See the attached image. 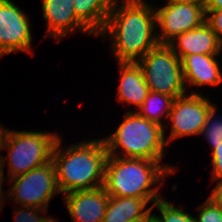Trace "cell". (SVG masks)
Listing matches in <instances>:
<instances>
[{
    "mask_svg": "<svg viewBox=\"0 0 222 222\" xmlns=\"http://www.w3.org/2000/svg\"><path fill=\"white\" fill-rule=\"evenodd\" d=\"M117 1L100 35H112V51L119 62H137L159 45L153 35L156 9L144 0H125L119 7Z\"/></svg>",
    "mask_w": 222,
    "mask_h": 222,
    "instance_id": "cell-1",
    "label": "cell"
},
{
    "mask_svg": "<svg viewBox=\"0 0 222 222\" xmlns=\"http://www.w3.org/2000/svg\"><path fill=\"white\" fill-rule=\"evenodd\" d=\"M61 141L58 136L52 150L60 194L103 186L108 158L105 141L96 139L76 143L63 152L59 149Z\"/></svg>",
    "mask_w": 222,
    "mask_h": 222,
    "instance_id": "cell-2",
    "label": "cell"
},
{
    "mask_svg": "<svg viewBox=\"0 0 222 222\" xmlns=\"http://www.w3.org/2000/svg\"><path fill=\"white\" fill-rule=\"evenodd\" d=\"M121 153L108 155L103 187L109 196L145 198L153 204L160 198L158 188H151L177 167L143 158H125ZM118 155V156H117Z\"/></svg>",
    "mask_w": 222,
    "mask_h": 222,
    "instance_id": "cell-3",
    "label": "cell"
},
{
    "mask_svg": "<svg viewBox=\"0 0 222 222\" xmlns=\"http://www.w3.org/2000/svg\"><path fill=\"white\" fill-rule=\"evenodd\" d=\"M162 125L149 121L136 111H128L114 134L103 138L108 155L115 156L121 147L125 158H143L160 162L163 158L165 133Z\"/></svg>",
    "mask_w": 222,
    "mask_h": 222,
    "instance_id": "cell-4",
    "label": "cell"
},
{
    "mask_svg": "<svg viewBox=\"0 0 222 222\" xmlns=\"http://www.w3.org/2000/svg\"><path fill=\"white\" fill-rule=\"evenodd\" d=\"M57 138L56 133L9 130L3 148L9 151L8 178L25 174L50 162Z\"/></svg>",
    "mask_w": 222,
    "mask_h": 222,
    "instance_id": "cell-5",
    "label": "cell"
},
{
    "mask_svg": "<svg viewBox=\"0 0 222 222\" xmlns=\"http://www.w3.org/2000/svg\"><path fill=\"white\" fill-rule=\"evenodd\" d=\"M150 91L165 94L174 99L185 95L182 60L168 45H158L139 61Z\"/></svg>",
    "mask_w": 222,
    "mask_h": 222,
    "instance_id": "cell-6",
    "label": "cell"
},
{
    "mask_svg": "<svg viewBox=\"0 0 222 222\" xmlns=\"http://www.w3.org/2000/svg\"><path fill=\"white\" fill-rule=\"evenodd\" d=\"M13 185L9 195L20 206L48 207L53 194L60 193L57 185L56 169L53 161L32 169L25 174L10 178Z\"/></svg>",
    "mask_w": 222,
    "mask_h": 222,
    "instance_id": "cell-7",
    "label": "cell"
},
{
    "mask_svg": "<svg viewBox=\"0 0 222 222\" xmlns=\"http://www.w3.org/2000/svg\"><path fill=\"white\" fill-rule=\"evenodd\" d=\"M155 12L156 24L161 28L156 34L160 45H169L180 34L202 25L207 17L205 6L168 0Z\"/></svg>",
    "mask_w": 222,
    "mask_h": 222,
    "instance_id": "cell-8",
    "label": "cell"
},
{
    "mask_svg": "<svg viewBox=\"0 0 222 222\" xmlns=\"http://www.w3.org/2000/svg\"><path fill=\"white\" fill-rule=\"evenodd\" d=\"M213 106L198 93L175 98L168 115V120L172 122V130L166 144L178 137L199 135Z\"/></svg>",
    "mask_w": 222,
    "mask_h": 222,
    "instance_id": "cell-9",
    "label": "cell"
},
{
    "mask_svg": "<svg viewBox=\"0 0 222 222\" xmlns=\"http://www.w3.org/2000/svg\"><path fill=\"white\" fill-rule=\"evenodd\" d=\"M24 12L10 0H0V57L31 52V29Z\"/></svg>",
    "mask_w": 222,
    "mask_h": 222,
    "instance_id": "cell-10",
    "label": "cell"
},
{
    "mask_svg": "<svg viewBox=\"0 0 222 222\" xmlns=\"http://www.w3.org/2000/svg\"><path fill=\"white\" fill-rule=\"evenodd\" d=\"M65 194L64 201L73 222H103L109 202L103 186Z\"/></svg>",
    "mask_w": 222,
    "mask_h": 222,
    "instance_id": "cell-11",
    "label": "cell"
},
{
    "mask_svg": "<svg viewBox=\"0 0 222 222\" xmlns=\"http://www.w3.org/2000/svg\"><path fill=\"white\" fill-rule=\"evenodd\" d=\"M42 10L47 22V33L58 41L76 28L93 34L76 16L73 0H42ZM60 38V39H59Z\"/></svg>",
    "mask_w": 222,
    "mask_h": 222,
    "instance_id": "cell-12",
    "label": "cell"
},
{
    "mask_svg": "<svg viewBox=\"0 0 222 222\" xmlns=\"http://www.w3.org/2000/svg\"><path fill=\"white\" fill-rule=\"evenodd\" d=\"M168 46L181 60L192 54L218 55L222 50L215 32L206 21L199 27L180 34Z\"/></svg>",
    "mask_w": 222,
    "mask_h": 222,
    "instance_id": "cell-13",
    "label": "cell"
},
{
    "mask_svg": "<svg viewBox=\"0 0 222 222\" xmlns=\"http://www.w3.org/2000/svg\"><path fill=\"white\" fill-rule=\"evenodd\" d=\"M217 55L192 54L182 60L184 82L194 86L218 85L222 73L215 58Z\"/></svg>",
    "mask_w": 222,
    "mask_h": 222,
    "instance_id": "cell-14",
    "label": "cell"
},
{
    "mask_svg": "<svg viewBox=\"0 0 222 222\" xmlns=\"http://www.w3.org/2000/svg\"><path fill=\"white\" fill-rule=\"evenodd\" d=\"M120 71V85L118 86V100L134 104L139 108L149 93L141 67L137 62H118Z\"/></svg>",
    "mask_w": 222,
    "mask_h": 222,
    "instance_id": "cell-15",
    "label": "cell"
},
{
    "mask_svg": "<svg viewBox=\"0 0 222 222\" xmlns=\"http://www.w3.org/2000/svg\"><path fill=\"white\" fill-rule=\"evenodd\" d=\"M145 198L109 196L103 222H142L151 212Z\"/></svg>",
    "mask_w": 222,
    "mask_h": 222,
    "instance_id": "cell-16",
    "label": "cell"
},
{
    "mask_svg": "<svg viewBox=\"0 0 222 222\" xmlns=\"http://www.w3.org/2000/svg\"><path fill=\"white\" fill-rule=\"evenodd\" d=\"M116 0H73L77 18L94 34L99 35Z\"/></svg>",
    "mask_w": 222,
    "mask_h": 222,
    "instance_id": "cell-17",
    "label": "cell"
},
{
    "mask_svg": "<svg viewBox=\"0 0 222 222\" xmlns=\"http://www.w3.org/2000/svg\"><path fill=\"white\" fill-rule=\"evenodd\" d=\"M173 101V97L165 94H160L158 92L149 91L147 97L145 98L142 105L139 107L137 113L140 116L148 119L149 121L163 126V124L161 123L162 121H160L161 117L165 112L164 116H166L168 120V115L171 111Z\"/></svg>",
    "mask_w": 222,
    "mask_h": 222,
    "instance_id": "cell-18",
    "label": "cell"
},
{
    "mask_svg": "<svg viewBox=\"0 0 222 222\" xmlns=\"http://www.w3.org/2000/svg\"><path fill=\"white\" fill-rule=\"evenodd\" d=\"M156 206L161 213V217L155 216L159 222H195V217L176 208L174 205L162 198L158 199L151 208Z\"/></svg>",
    "mask_w": 222,
    "mask_h": 222,
    "instance_id": "cell-19",
    "label": "cell"
},
{
    "mask_svg": "<svg viewBox=\"0 0 222 222\" xmlns=\"http://www.w3.org/2000/svg\"><path fill=\"white\" fill-rule=\"evenodd\" d=\"M216 110V106L214 105L210 110L204 124V128L200 133H204L208 143H210L211 148H213L212 150H214L216 146L222 142V119H215L214 121L212 120L216 114Z\"/></svg>",
    "mask_w": 222,
    "mask_h": 222,
    "instance_id": "cell-20",
    "label": "cell"
},
{
    "mask_svg": "<svg viewBox=\"0 0 222 222\" xmlns=\"http://www.w3.org/2000/svg\"><path fill=\"white\" fill-rule=\"evenodd\" d=\"M199 210V217L194 218L195 222H222V208L209 198Z\"/></svg>",
    "mask_w": 222,
    "mask_h": 222,
    "instance_id": "cell-21",
    "label": "cell"
},
{
    "mask_svg": "<svg viewBox=\"0 0 222 222\" xmlns=\"http://www.w3.org/2000/svg\"><path fill=\"white\" fill-rule=\"evenodd\" d=\"M23 208H26L25 210L23 209H16L15 211V222H56L55 219H52V217H40L37 214L41 212H47L45 209H40L37 207H30V206H23Z\"/></svg>",
    "mask_w": 222,
    "mask_h": 222,
    "instance_id": "cell-22",
    "label": "cell"
},
{
    "mask_svg": "<svg viewBox=\"0 0 222 222\" xmlns=\"http://www.w3.org/2000/svg\"><path fill=\"white\" fill-rule=\"evenodd\" d=\"M206 22L215 32L218 41L222 45V10H206Z\"/></svg>",
    "mask_w": 222,
    "mask_h": 222,
    "instance_id": "cell-23",
    "label": "cell"
},
{
    "mask_svg": "<svg viewBox=\"0 0 222 222\" xmlns=\"http://www.w3.org/2000/svg\"><path fill=\"white\" fill-rule=\"evenodd\" d=\"M213 181L222 178V142L212 151Z\"/></svg>",
    "mask_w": 222,
    "mask_h": 222,
    "instance_id": "cell-24",
    "label": "cell"
},
{
    "mask_svg": "<svg viewBox=\"0 0 222 222\" xmlns=\"http://www.w3.org/2000/svg\"><path fill=\"white\" fill-rule=\"evenodd\" d=\"M217 181V186L214 188L209 199L222 208V178L218 179Z\"/></svg>",
    "mask_w": 222,
    "mask_h": 222,
    "instance_id": "cell-25",
    "label": "cell"
},
{
    "mask_svg": "<svg viewBox=\"0 0 222 222\" xmlns=\"http://www.w3.org/2000/svg\"><path fill=\"white\" fill-rule=\"evenodd\" d=\"M206 10H222V0H207Z\"/></svg>",
    "mask_w": 222,
    "mask_h": 222,
    "instance_id": "cell-26",
    "label": "cell"
},
{
    "mask_svg": "<svg viewBox=\"0 0 222 222\" xmlns=\"http://www.w3.org/2000/svg\"><path fill=\"white\" fill-rule=\"evenodd\" d=\"M5 160L3 159L2 156H0V209L2 208L1 205L2 203L4 204V202L2 201V197H3V194H2V184H3V171H4V166H5Z\"/></svg>",
    "mask_w": 222,
    "mask_h": 222,
    "instance_id": "cell-27",
    "label": "cell"
},
{
    "mask_svg": "<svg viewBox=\"0 0 222 222\" xmlns=\"http://www.w3.org/2000/svg\"><path fill=\"white\" fill-rule=\"evenodd\" d=\"M178 3H188V4H195V5H202L206 6L207 0H168Z\"/></svg>",
    "mask_w": 222,
    "mask_h": 222,
    "instance_id": "cell-28",
    "label": "cell"
},
{
    "mask_svg": "<svg viewBox=\"0 0 222 222\" xmlns=\"http://www.w3.org/2000/svg\"><path fill=\"white\" fill-rule=\"evenodd\" d=\"M8 129H2L1 125H0V150L4 148L5 146V141H6V137L8 134Z\"/></svg>",
    "mask_w": 222,
    "mask_h": 222,
    "instance_id": "cell-29",
    "label": "cell"
},
{
    "mask_svg": "<svg viewBox=\"0 0 222 222\" xmlns=\"http://www.w3.org/2000/svg\"><path fill=\"white\" fill-rule=\"evenodd\" d=\"M142 222H159L158 219L153 214H149Z\"/></svg>",
    "mask_w": 222,
    "mask_h": 222,
    "instance_id": "cell-30",
    "label": "cell"
}]
</instances>
